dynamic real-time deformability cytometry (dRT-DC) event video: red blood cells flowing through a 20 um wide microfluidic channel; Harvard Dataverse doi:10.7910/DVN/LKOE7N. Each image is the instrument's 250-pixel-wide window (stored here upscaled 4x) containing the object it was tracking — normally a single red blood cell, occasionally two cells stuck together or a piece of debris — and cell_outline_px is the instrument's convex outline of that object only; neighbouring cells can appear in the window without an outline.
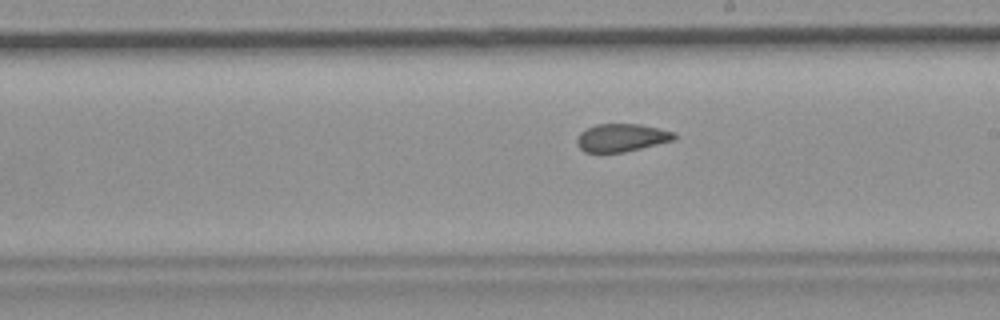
{"species": "common noctule bat (a hibernating species)", "species_latin": "Nyctalus noctula", "temperature_condition": "room temperature", "stored_images_in_passage": 43, "camera_frame_rate_fps": 3000, "um_per_image_px": 0.085, "animal": {"sex": "female", "body_mass_g": 19.9}, "frame": {"image": 1, "passage_image": 31, "time_ms": 10.0, "image_size_px": [1000, 320], "cell_outline_px": [[676, 140], [624, 152], [584, 152], [576, 144], [576, 140], [580, 132], [596, 124], [640, 124], [660, 128], [676, 132]], "centroid_in_image_um": [52.86, 11.7], "position_along_channel_um": 236.1, "area_um2": 15.95}}